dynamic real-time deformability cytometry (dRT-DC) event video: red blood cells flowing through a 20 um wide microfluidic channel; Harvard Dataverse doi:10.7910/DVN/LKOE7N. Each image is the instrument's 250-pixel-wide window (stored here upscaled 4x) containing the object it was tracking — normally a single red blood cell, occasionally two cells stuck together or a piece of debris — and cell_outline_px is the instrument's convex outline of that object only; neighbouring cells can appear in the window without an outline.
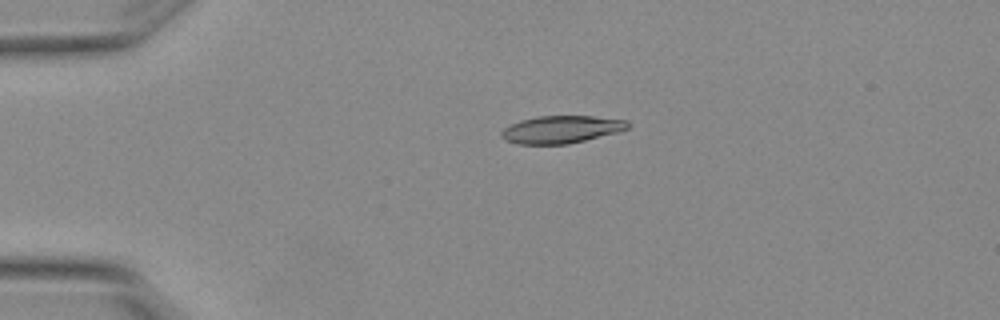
{"species": "Egyptian fruit bat (a non-hibernating species)", "species_latin": "Rousettus aegyptiacus", "temperature_condition": "warm", "stored_images_in_passage": 5, "camera_frame_rate_fps": 3000, "um_per_image_px": 0.085, "animal": {"sex": "female"}, "frame": {"image": 1, "passage_image": 4, "time_ms": 1.0, "image_size_px": [1000, 320], "cell_outline_px": [[628, 128], [616, 132], [568, 144], [516, 144], [504, 140], [500, 136], [500, 132], [504, 128], [520, 120], [540, 116], [592, 116], [628, 120]], "centroid_in_image_um": [47.66, 11.0], "position_along_channel_um": 37.3, "area_um2": 20.11}}